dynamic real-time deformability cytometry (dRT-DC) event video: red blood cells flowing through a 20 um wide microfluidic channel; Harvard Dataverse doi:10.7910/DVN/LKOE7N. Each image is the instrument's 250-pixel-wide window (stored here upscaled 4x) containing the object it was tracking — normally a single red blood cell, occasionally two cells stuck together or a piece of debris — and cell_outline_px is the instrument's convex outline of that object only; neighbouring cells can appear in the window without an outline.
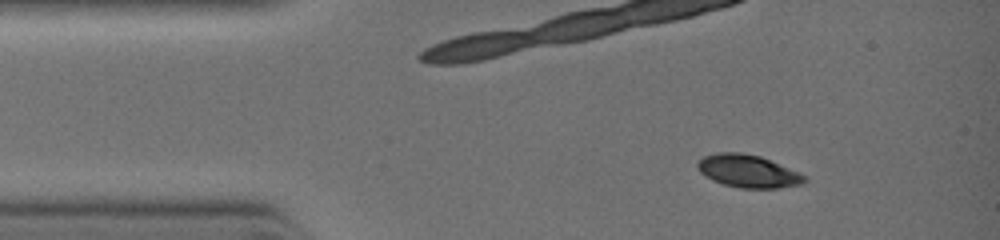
{"species": "common noctule bat (a hibernating species)", "species_latin": "Nyctalus noctula", "temperature_condition": "warm", "stored_images_in_passage": 3, "camera_frame_rate_fps": 3000, "um_per_image_px": 0.085, "animal": {"sex": "female", "body_mass_g": 19.0, "forearm_length_mm": 51.5}, "frame": {"image": 1, "passage_image": 1, "time_ms": 0.0, "image_size_px": [1000, 240], "cell_outline_px": [[804, 180], [800, 184], [776, 188], [740, 188], [724, 184], [712, 180], [704, 176], [696, 168], [696, 164], [704, 156], [720, 152], [740, 152], [760, 156], [796, 172], [804, 176]], "centroid_in_image_um": [63.48, 14.54], "position_along_channel_um": 21.5, "area_um2": 19.94}}